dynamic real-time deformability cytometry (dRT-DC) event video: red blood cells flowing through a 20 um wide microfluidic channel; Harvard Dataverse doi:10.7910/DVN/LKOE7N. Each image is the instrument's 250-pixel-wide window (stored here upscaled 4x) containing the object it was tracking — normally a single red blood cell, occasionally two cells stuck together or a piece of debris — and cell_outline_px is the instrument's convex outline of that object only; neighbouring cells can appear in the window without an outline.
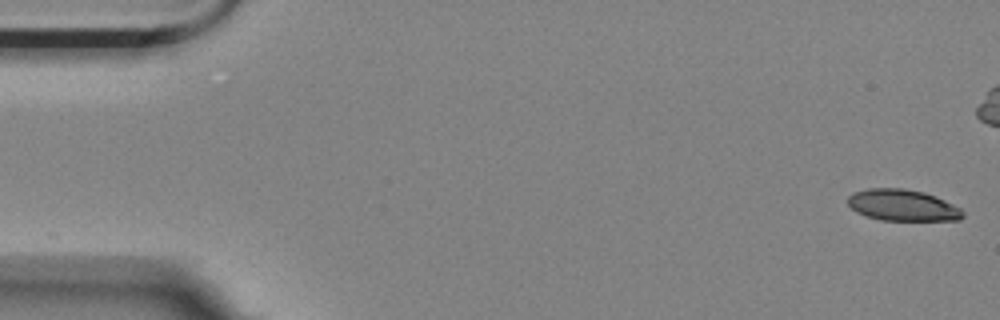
{"species": "Egyptian fruit bat (a non-hibernating species)", "species_latin": "Rousettus aegyptiacus", "temperature_condition": "room temperature", "stored_images_in_passage": 7, "camera_frame_rate_fps": 3000, "um_per_image_px": 0.085, "animal": {"sex": "female"}, "frame": {"image": 1, "passage_image": 1, "time_ms": 0.0, "image_size_px": [1000, 320], "cell_outline_px": [[964, 216], [960, 220], [880, 220], [856, 212], [848, 204], [848, 196], [852, 192], [868, 188], [904, 188], [924, 192], [936, 196], [960, 208], [964, 212]], "centroid_in_image_um": [76.71, 17.44], "position_along_channel_um": 8.3, "area_um2": 21.1}}
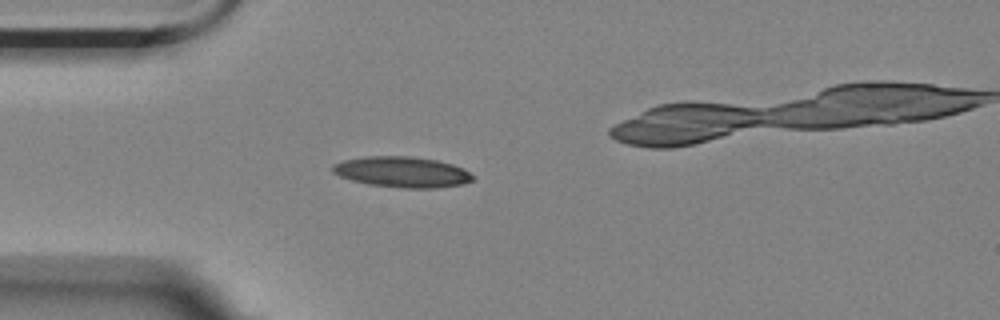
{"frame": {"image": 2, "passage_image": 5, "time_ms": 1.333, "image_size_px": [1000, 320], "cell_outline_px": [[476, 176], [472, 180], [464, 184], [436, 188], [404, 188], [368, 184], [352, 180], [340, 176], [332, 172], [332, 164], [344, 160], [364, 156], [408, 156], [436, 160], [452, 164], [464, 168]], "centroid_in_image_um": [34.2, 14.62], "position_along_channel_um": 50.8, "area_um2": 25.2}}